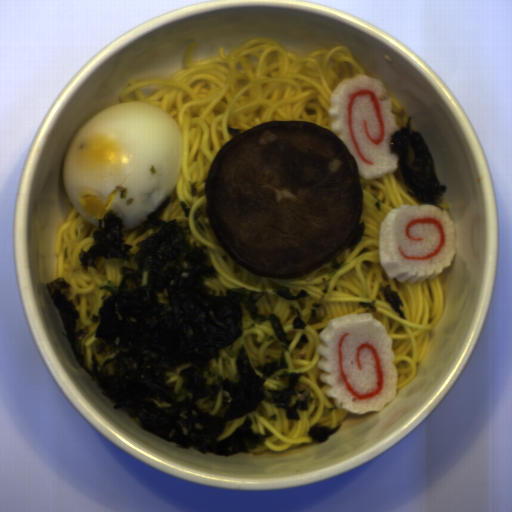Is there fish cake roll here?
I'll list each match as a JSON object with an SVG mask.
<instances>
[{
	"label": "fish cake roll",
	"mask_w": 512,
	"mask_h": 512,
	"mask_svg": "<svg viewBox=\"0 0 512 512\" xmlns=\"http://www.w3.org/2000/svg\"><path fill=\"white\" fill-rule=\"evenodd\" d=\"M319 337V378L338 409L376 413L396 398L395 355L383 322L364 312L340 316Z\"/></svg>",
	"instance_id": "14b837c1"
},
{
	"label": "fish cake roll",
	"mask_w": 512,
	"mask_h": 512,
	"mask_svg": "<svg viewBox=\"0 0 512 512\" xmlns=\"http://www.w3.org/2000/svg\"><path fill=\"white\" fill-rule=\"evenodd\" d=\"M392 105L382 80L361 74L343 79L330 96V131L352 153L361 178L374 179L398 170L390 142L400 128Z\"/></svg>",
	"instance_id": "80858fc9"
},
{
	"label": "fish cake roll",
	"mask_w": 512,
	"mask_h": 512,
	"mask_svg": "<svg viewBox=\"0 0 512 512\" xmlns=\"http://www.w3.org/2000/svg\"><path fill=\"white\" fill-rule=\"evenodd\" d=\"M441 207L404 204L379 224V263L390 279L421 283L450 267L457 250L455 227Z\"/></svg>",
	"instance_id": "0198cecc"
}]
</instances>
